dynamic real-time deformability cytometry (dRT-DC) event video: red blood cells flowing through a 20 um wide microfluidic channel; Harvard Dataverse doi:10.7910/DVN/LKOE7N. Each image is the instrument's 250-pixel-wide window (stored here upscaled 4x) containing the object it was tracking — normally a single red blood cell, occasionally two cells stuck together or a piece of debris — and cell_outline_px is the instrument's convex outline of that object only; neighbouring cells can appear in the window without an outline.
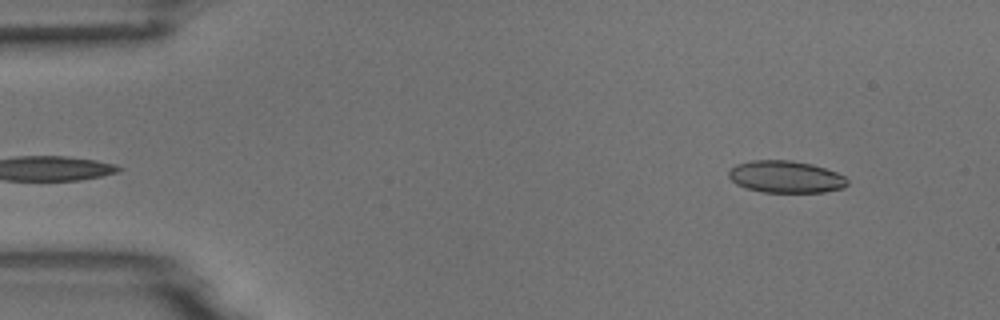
{"species": "common noctule bat (a hibernating species)", "species_latin": "Nyctalus noctula", "temperature_condition": "room temperature", "stored_images_in_passage": 50, "camera_frame_rate_fps": 3000, "um_per_image_px": 0.085, "animal": {"sex": "male", "body_mass_g": 18.8}, "frame": {"image": 1, "passage_image": 2, "time_ms": 0.333, "image_size_px": [1000, 320], "cell_outline_px": [[848, 184], [844, 188], [824, 192], [760, 192], [736, 184], [728, 176], [728, 172], [736, 164], [752, 160], [788, 160], [812, 164], [836, 172], [844, 176], [848, 180]], "centroid_in_image_um": [66.79, 15.03], "position_along_channel_um": 18.2, "area_um2": 22.14}}
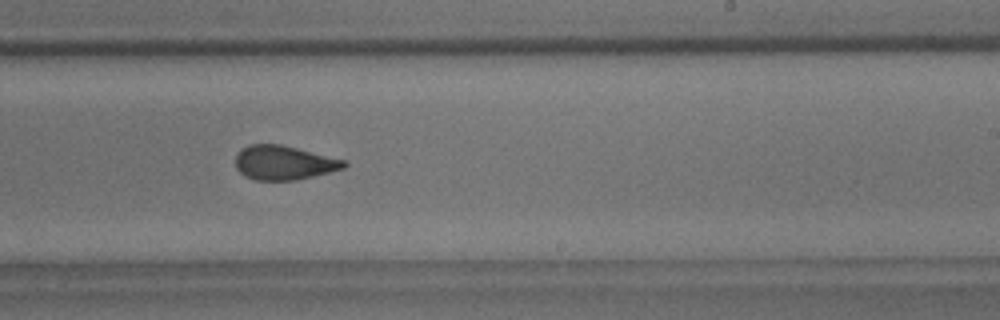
{"frame": {"image": 2, "passage_image": 29, "time_ms": 9.333, "image_size_px": [1000, 320], "cell_outline_px": [[348, 164], [344, 168], [296, 180], [256, 180], [244, 176], [236, 168], [236, 156], [240, 148], [248, 144], [280, 144], [344, 160]], "centroid_in_image_um": [24.07, 13.82], "position_along_channel_um": 264.9, "area_um2": 21.44}}
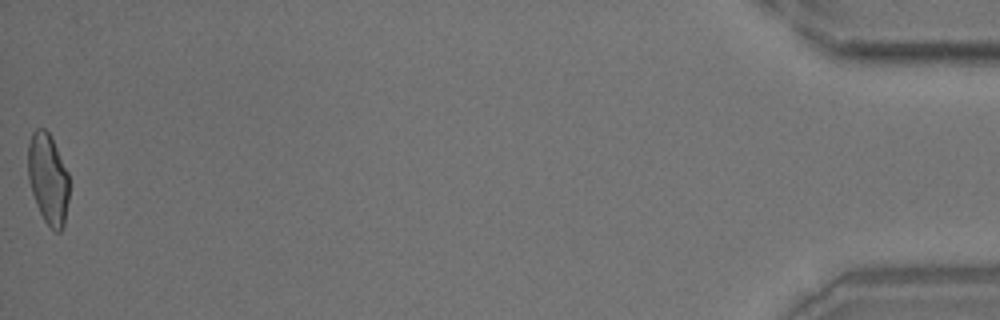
{"frame": {"image": 3, "passage_image": 50, "time_ms": 16.333, "image_size_px": [1000, 320], "cell_outline_px": [[68, 200], [64, 224], [60, 232], [56, 232], [44, 220], [36, 204], [28, 180], [28, 144], [32, 132], [36, 128], [44, 128], [48, 132], [68, 172]], "centroid_in_image_um": [4.07, 15.2], "position_along_channel_um": 431.1, "area_um2": 21.5}, "authors_computed_cell_mechanics": {"area_um2": 22.4553, "velocity_mm_per_s": 3.7616, "shape_relaxation_time_tau1_ms": 4.4366, "shape_relaxation_time_tau2_ms": 1.2249, "deformation_change_tau1": 0.1407, "deformation_change_tau2": 0.0757}}